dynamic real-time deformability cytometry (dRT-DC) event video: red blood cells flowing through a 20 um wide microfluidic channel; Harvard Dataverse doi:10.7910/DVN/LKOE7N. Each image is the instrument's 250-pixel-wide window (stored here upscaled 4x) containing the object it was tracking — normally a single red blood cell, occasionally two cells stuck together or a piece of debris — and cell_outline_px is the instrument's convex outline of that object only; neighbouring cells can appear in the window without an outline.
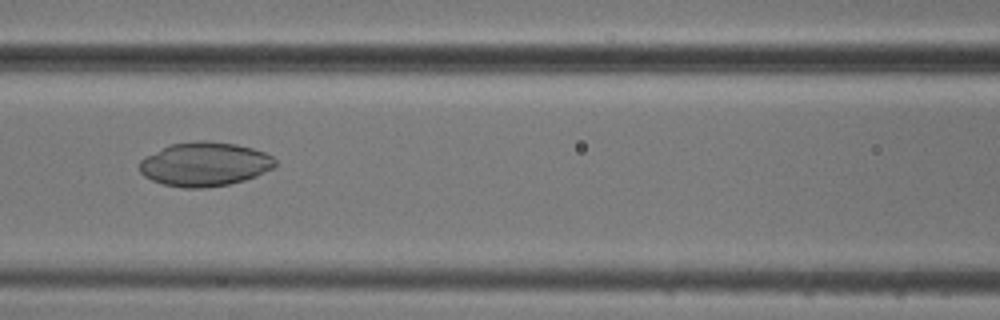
{"species": "common noctule bat (a hibernating species)", "species_latin": "Nyctalus noctula", "temperature_condition": "cold", "stored_images_in_passage": 43, "camera_frame_rate_fps": 3000, "um_per_image_px": 0.085, "animal": {"sex": "male", "body_mass_g": 20.5, "forearm_length_mm": 52.5}, "frame": {"image": 1, "passage_image": 16, "time_ms": 5.0, "image_size_px": [1000, 320], "cell_outline_px": [[276, 164], [272, 168], [256, 176], [244, 180], [228, 184], [204, 188], [184, 188], [164, 184], [152, 180], [144, 176], [140, 172], [140, 160], [144, 156], [172, 144], [196, 140], [204, 140], [236, 144], [252, 148], [264, 152], [272, 156], [276, 160]], "centroid_in_image_um": [17.39, 13.95], "position_along_channel_um": 149.2, "area_um2": 34.74}}
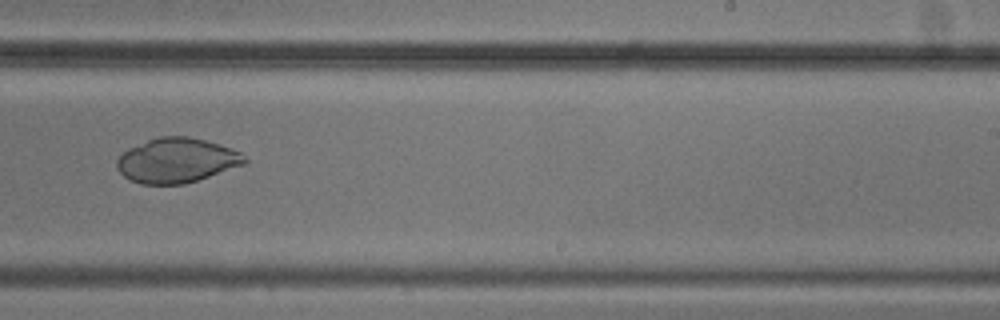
{"frame": {"image": 2, "passage_image": 26, "time_ms": 8.333, "image_size_px": [1000, 320], "cell_outline_px": [[248, 160], [244, 164], [184, 184], [140, 184], [124, 176], [116, 168], [116, 160], [128, 148], [148, 140], [160, 136], [188, 136], [220, 144], [232, 148], [240, 152]], "centroid_in_image_um": [15.0, 13.63], "position_along_channel_um": 274.0, "area_um2": 33.0}}
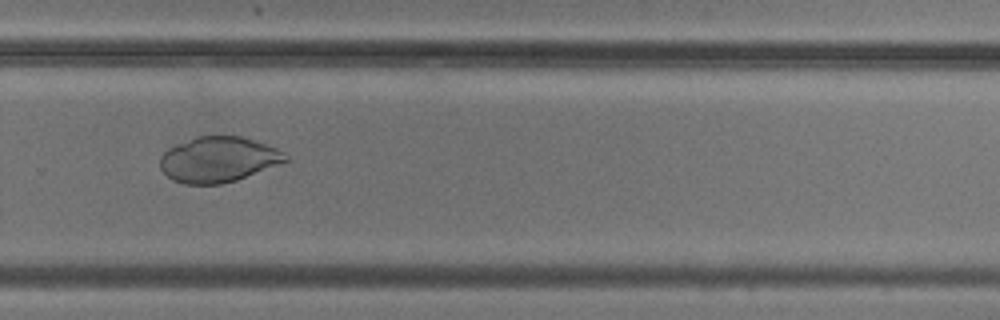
{"frame": {"image": 3, "passage_image": 29, "time_ms": 9.333, "image_size_px": [1000, 320], "cell_outline_px": [[288, 160], [236, 180], [220, 184], [184, 184], [172, 180], [160, 168], [160, 156], [168, 148], [176, 144], [200, 136], [240, 136], [276, 148], [284, 152], [288, 156]], "centroid_in_image_um": [18.52, 13.56], "position_along_channel_um": 311.3, "area_um2": 32.77}}